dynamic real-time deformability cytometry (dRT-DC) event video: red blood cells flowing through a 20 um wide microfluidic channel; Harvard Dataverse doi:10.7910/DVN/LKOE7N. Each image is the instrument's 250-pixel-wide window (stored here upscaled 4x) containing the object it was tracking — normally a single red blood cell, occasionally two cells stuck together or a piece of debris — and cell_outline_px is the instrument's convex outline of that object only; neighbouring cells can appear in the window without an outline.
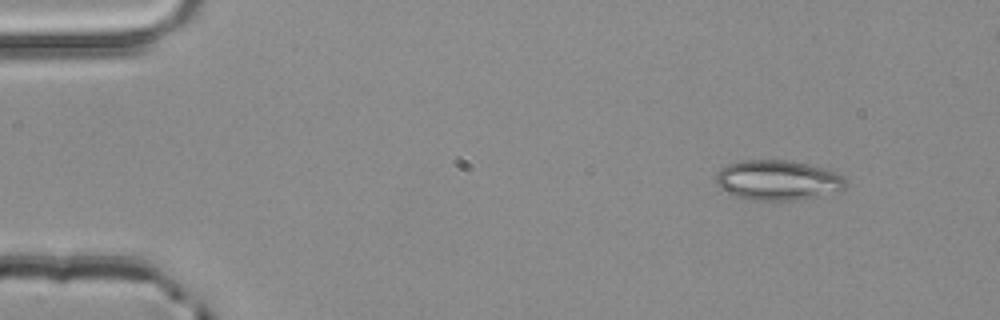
{"species": "common noctule bat (a hibernating species)", "species_latin": "Nyctalus noctula", "temperature_condition": "room temperature", "stored_images_in_passage": 2, "camera_frame_rate_fps": 3000, "um_per_image_px": 0.085, "animal": {"sex": "male", "body_mass_g": 20.4}, "frame": {"image": 1, "passage_image": 1, "time_ms": 0.0, "image_size_px": [1000, 320], "cell_outline_px": [[848, 184], [840, 192], [796, 200], [748, 200], [720, 192], [716, 184], [716, 172], [720, 168], [728, 164], [740, 160], [784, 160], [824, 168], [836, 172], [844, 176], [848, 180]], "centroid_in_image_um": [66.08, 15.33], "position_along_channel_um": 18.9, "area_um2": 30.87}}